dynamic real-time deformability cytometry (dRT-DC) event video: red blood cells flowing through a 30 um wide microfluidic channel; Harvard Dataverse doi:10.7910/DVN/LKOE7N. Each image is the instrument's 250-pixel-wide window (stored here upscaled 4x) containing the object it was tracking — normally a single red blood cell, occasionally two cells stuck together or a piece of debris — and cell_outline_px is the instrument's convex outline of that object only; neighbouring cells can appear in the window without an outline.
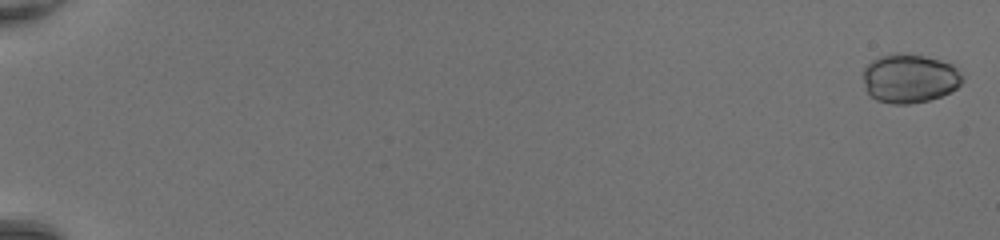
{"species": "common noctule bat (a hibernating species)", "species_latin": "Nyctalus noctula", "temperature_condition": "room temperature", "stored_images_in_passage": 52, "camera_frame_rate_fps": 3000, "um_per_image_px": 0.085, "animal": {"sex": "female", "body_mass_g": 20.0, "forearm_length_mm": 54.0}, "frame": {"image": 1, "passage_image": 2, "time_ms": 0.333, "image_size_px": [1000, 240], "cell_outline_px": [[964, 80], [956, 88], [940, 96], [928, 100], [908, 104], [892, 104], [876, 100], [868, 92], [864, 84], [864, 68], [872, 60], [880, 56], [892, 52], [900, 52], [924, 56], [940, 60], [952, 64], [964, 76]], "centroid_in_image_um": [77.31, 6.65], "position_along_channel_um": 7.7, "area_um2": 28.38}}
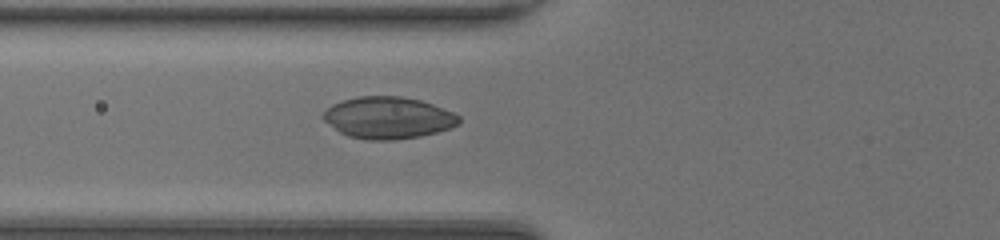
{"frame": {"image": 2, "passage_image": 23, "time_ms": 7.333, "image_size_px": [1000, 240], "cell_outline_px": [[460, 124], [436, 132], [420, 136], [392, 140], [368, 140], [348, 136], [340, 132], [324, 120], [320, 116], [332, 104], [356, 96], [400, 96], [420, 100], [432, 104], [452, 112], [460, 116]], "centroid_in_image_um": [32.98, 10.01], "position_along_channel_um": 92.8, "area_um2": 32.95}}
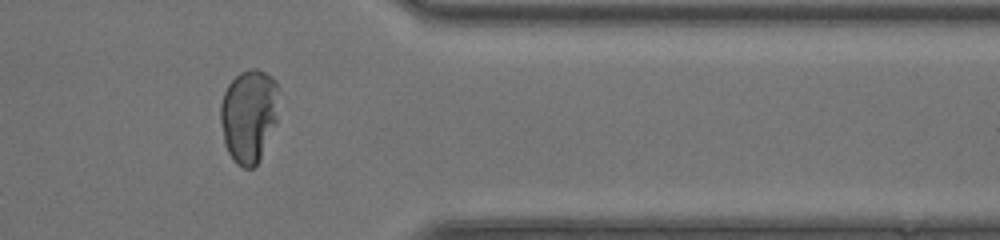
{"frame": {"image": 3, "passage_image": 44, "time_ms": 14.333, "image_size_px": [1000, 240], "cell_outline_px": [[276, 124], [260, 160], [252, 168], [244, 168], [236, 164], [232, 160], [224, 144], [220, 120], [220, 104], [224, 92], [228, 84], [240, 72], [252, 68], [256, 68], [272, 76], [276, 80]], "centroid_in_image_um": [21.12, 9.85], "position_along_channel_um": 390.3, "area_um2": 31.73}, "authors_computed_cell_mechanics": {"area_um2": 29.7092, "velocity_mm_per_s": 4.3413, "shape_relaxation_time_tau1_ms": 5.5481, "shape_relaxation_time_tau2_ms": null, "deformation_change_tau1": 0.2099, "deformation_change_tau2": null}}